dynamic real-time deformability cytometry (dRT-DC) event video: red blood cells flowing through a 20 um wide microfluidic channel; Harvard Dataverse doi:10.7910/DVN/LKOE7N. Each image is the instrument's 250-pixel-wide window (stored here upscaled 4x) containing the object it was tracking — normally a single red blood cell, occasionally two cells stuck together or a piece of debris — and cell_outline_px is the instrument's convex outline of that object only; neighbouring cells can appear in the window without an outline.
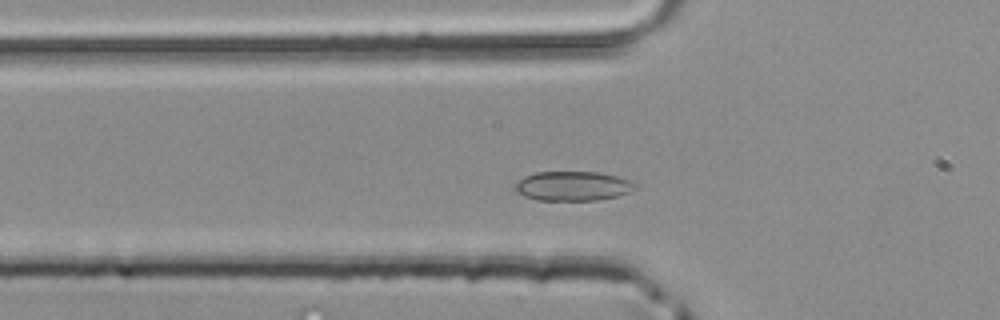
{"species": "common noctule bat (a hibernating species)", "species_latin": "Nyctalus noctula", "temperature_condition": "room temperature", "stored_images_in_passage": 36, "camera_frame_rate_fps": 3000, "um_per_image_px": 0.085, "animal": {"sex": "male", "body_mass_g": 20.4}, "frame": {"image": 1, "passage_image": 4, "time_ms": 1.0, "image_size_px": [1000, 320], "cell_outline_px": [[636, 188], [628, 192], [616, 196], [596, 200], [536, 200], [524, 196], [516, 192], [516, 184], [524, 176], [536, 172], [596, 172], [616, 176], [628, 180], [636, 184]], "centroid_in_image_um": [48.67, 15.81], "position_along_channel_um": 77.1, "area_um2": 20.35}}
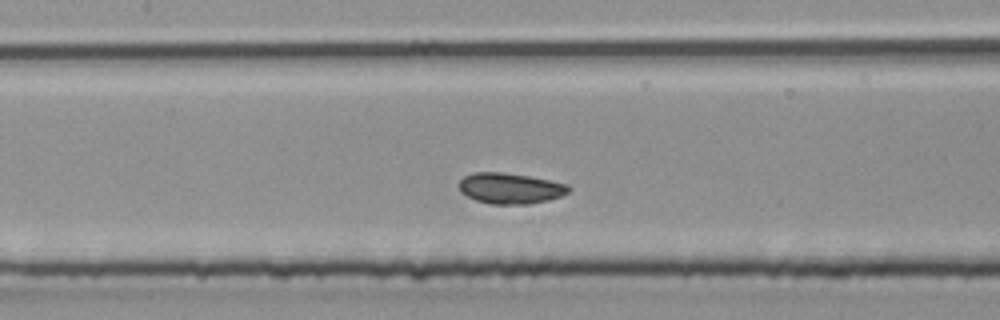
{"frame": {"image": 2, "passage_image": 10, "time_ms": 3.0, "image_size_px": [1000, 320], "cell_outline_px": [[572, 188], [568, 192], [560, 196], [548, 200], [528, 204], [492, 204], [476, 200], [460, 192], [456, 184], [464, 176], [472, 172], [504, 172], [528, 176], [568, 184]], "centroid_in_image_um": [43.33, 16.0], "position_along_channel_um": 164.1, "area_um2": 19.77}}
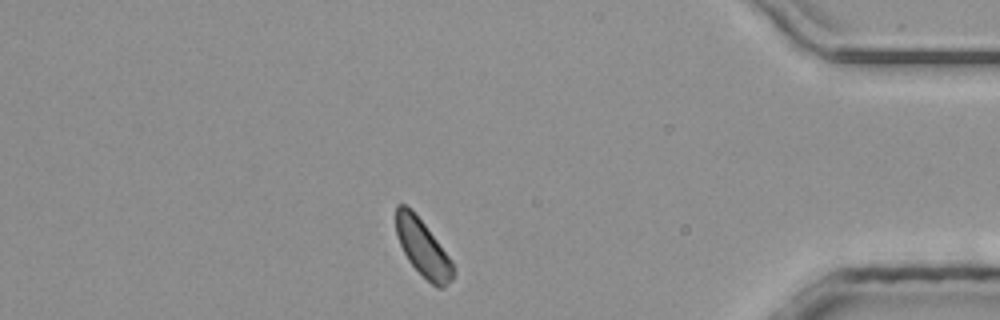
{"frame": {"image": 3, "passage_image": 29, "time_ms": 9.333, "image_size_px": [1000, 320], "cell_outline_px": [[456, 272], [452, 280], [444, 288], [436, 288], [408, 260], [400, 244], [396, 232], [396, 204], [404, 204], [424, 224], [452, 260]], "centroid_in_image_um": [35.98, 21.13], "position_along_channel_um": 399.2, "area_um2": 18.55}}